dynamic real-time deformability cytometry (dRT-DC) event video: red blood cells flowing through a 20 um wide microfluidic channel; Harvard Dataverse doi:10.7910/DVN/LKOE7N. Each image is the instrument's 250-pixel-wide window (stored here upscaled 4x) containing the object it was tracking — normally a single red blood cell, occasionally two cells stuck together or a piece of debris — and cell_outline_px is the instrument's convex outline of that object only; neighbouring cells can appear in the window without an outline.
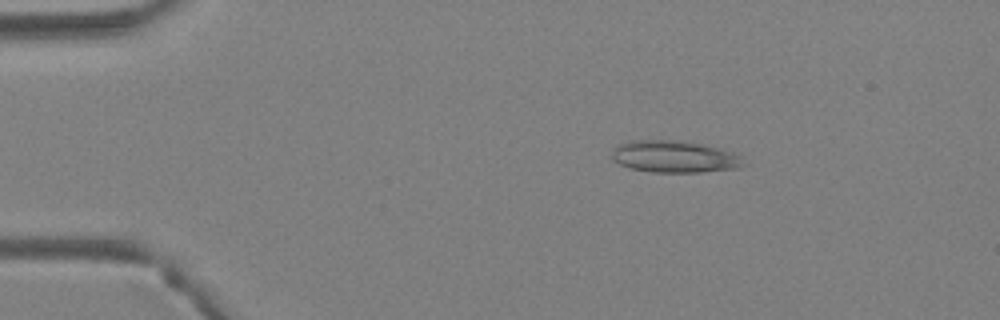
{"species": "Egyptian fruit bat (a non-hibernating species)", "species_latin": "Rousettus aegyptiacus", "temperature_condition": "warm", "stored_images_in_passage": 3, "camera_frame_rate_fps": 3000, "um_per_image_px": 0.085, "animal": {"sex": "female"}, "frame": {"image": 1, "passage_image": 1, "time_ms": 0.0, "image_size_px": [1000, 320], "cell_outline_px": [[748, 164], [740, 168], [700, 172], [652, 172], [632, 168], [620, 164], [612, 160], [612, 152], [620, 144], [632, 140], [672, 140], [700, 144], [716, 148], [740, 156]], "centroid_in_image_um": [57.33, 13.33], "position_along_channel_um": 27.7, "area_um2": 24.16}}